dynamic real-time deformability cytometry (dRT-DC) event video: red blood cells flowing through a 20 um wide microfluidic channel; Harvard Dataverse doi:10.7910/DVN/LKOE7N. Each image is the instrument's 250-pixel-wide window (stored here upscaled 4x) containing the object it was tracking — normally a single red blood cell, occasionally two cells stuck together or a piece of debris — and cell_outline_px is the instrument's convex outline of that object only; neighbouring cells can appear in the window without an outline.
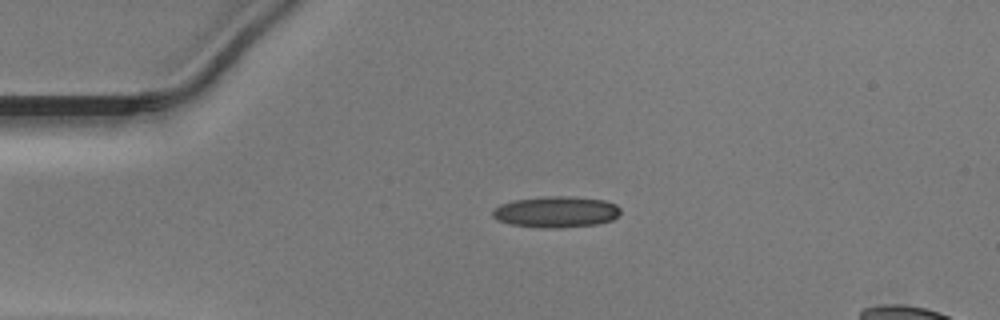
{"species": "Egyptian fruit bat (a non-hibernating species)", "species_latin": "Rousettus aegyptiacus", "temperature_condition": "warm", "stored_images_in_passage": 49, "camera_frame_rate_fps": 3000, "um_per_image_px": 0.085, "animal": {"sex": "male"}, "frame": {"image": 1, "passage_image": 11, "time_ms": 3.333, "image_size_px": [1000, 320], "cell_outline_px": [[620, 212], [612, 220], [596, 224], [560, 228], [540, 228], [508, 224], [496, 220], [492, 216], [492, 212], [500, 204], [512, 200], [544, 196], [568, 196], [604, 200], [616, 204], [620, 208]], "centroid_in_image_um": [47.23, 18.01], "position_along_channel_um": 37.8, "area_um2": 23.41}}
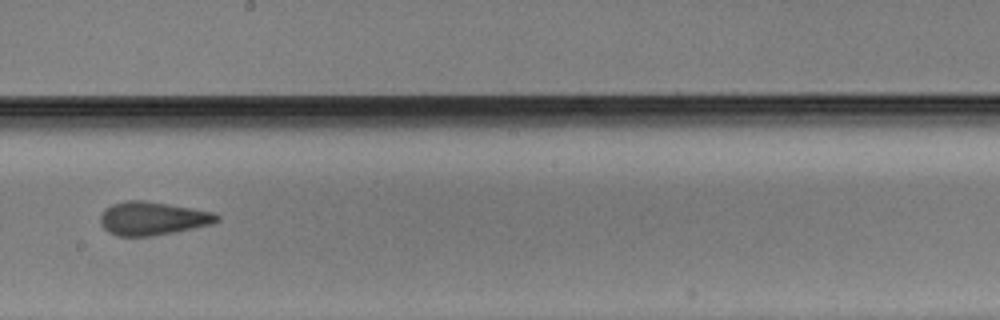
{"frame": {"image": 2, "passage_image": 28, "time_ms": 9.0, "image_size_px": [1000, 320], "cell_outline_px": [[220, 220], [212, 224], [152, 236], [120, 236], [108, 232], [100, 224], [100, 216], [104, 208], [112, 204], [128, 200], [144, 200], [216, 212], [220, 216]], "centroid_in_image_um": [12.97, 18.56], "position_along_channel_um": 235.2, "area_um2": 22.72}}
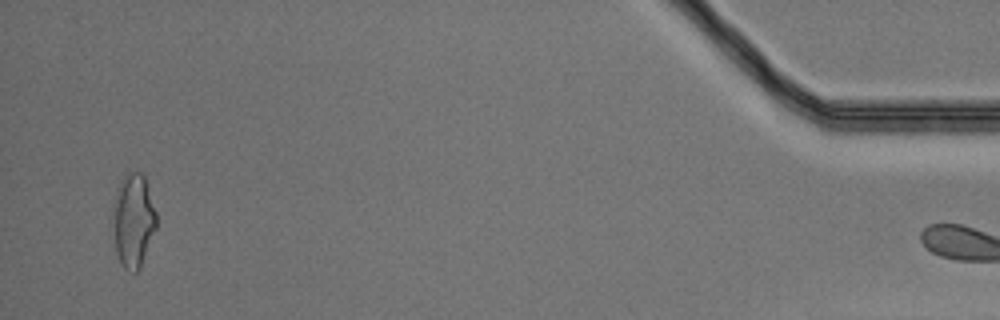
{"frame": {"image": 3, "passage_image": 48, "time_ms": 15.667, "image_size_px": [1000, 320], "cell_outline_px": [[156, 228], [140, 268], [136, 272], [132, 272], [124, 268], [120, 264], [116, 252], [116, 200], [120, 180], [124, 176], [132, 172], [144, 172], [156, 212]], "centroid_in_image_um": [11.4, 18.75], "position_along_channel_um": 423.8, "area_um2": 22.83}}